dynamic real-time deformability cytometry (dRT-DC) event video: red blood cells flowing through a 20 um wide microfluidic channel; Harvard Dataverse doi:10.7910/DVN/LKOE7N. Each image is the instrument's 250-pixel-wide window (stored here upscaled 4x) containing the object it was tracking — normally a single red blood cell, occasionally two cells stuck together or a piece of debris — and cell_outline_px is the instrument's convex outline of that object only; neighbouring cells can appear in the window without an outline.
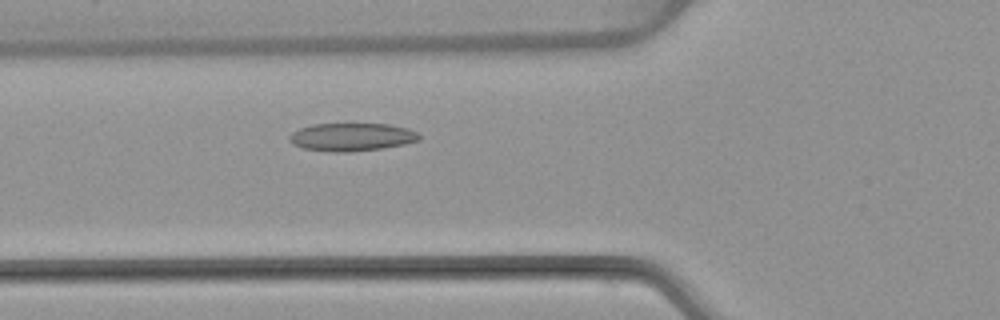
{"species": "common noctule bat (a hibernating species)", "species_latin": "Nyctalus noctula", "temperature_condition": "warm", "stored_images_in_passage": 48, "camera_frame_rate_fps": 3000, "um_per_image_px": 0.085, "animal": {"sex": "female", "body_mass_g": 22.7, "forearm_length_mm": 54.2}, "frame": {"image": 1, "passage_image": 15, "time_ms": 4.667, "image_size_px": [1000, 320], "cell_outline_px": [[420, 140], [404, 144], [384, 148], [348, 152], [332, 152], [304, 148], [292, 144], [288, 140], [288, 136], [292, 132], [300, 128], [312, 124], [388, 124], [408, 128], [416, 132], [420, 136]], "centroid_in_image_um": [29.88, 11.65], "position_along_channel_um": 95.9, "area_um2": 21.21}}
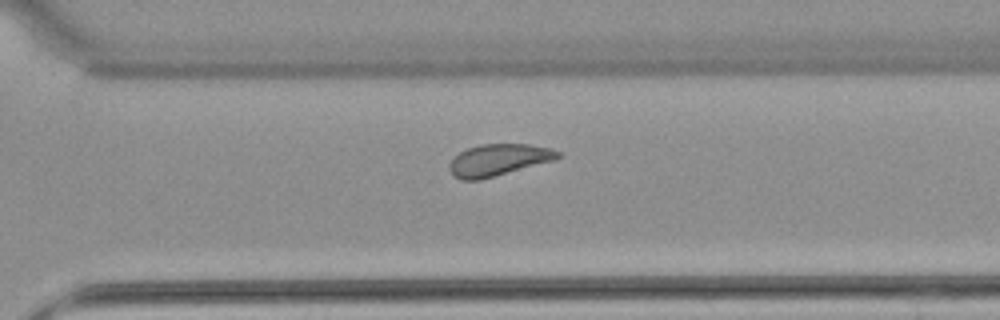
{"frame": {"image": 2, "passage_image": 33, "time_ms": 10.667, "image_size_px": [1000, 320], "cell_outline_px": [[560, 156], [556, 160], [480, 180], [460, 180], [452, 176], [448, 168], [448, 164], [460, 152], [468, 148], [480, 144], [528, 144], [552, 148], [560, 152]], "centroid_in_image_um": [42.36, 13.6], "position_along_channel_um": 328.2, "area_um2": 20.23}}
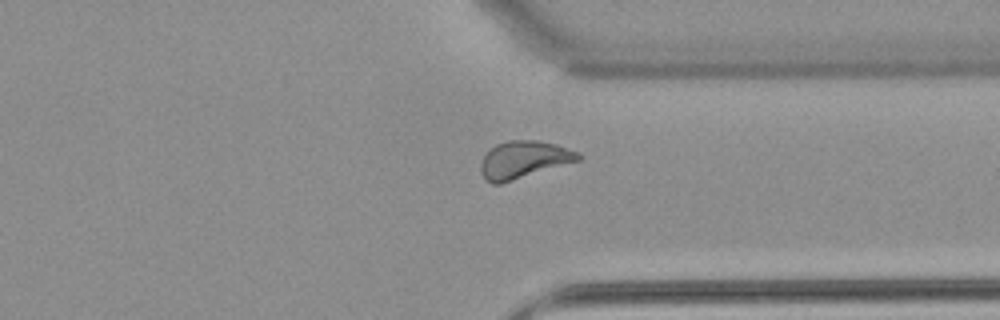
{"frame": {"image": 3, "passage_image": 36, "time_ms": 11.667, "image_size_px": [1000, 320], "cell_outline_px": [[584, 156], [580, 160], [500, 184], [492, 184], [480, 172], [480, 164], [484, 156], [496, 144], [508, 140], [536, 140], [556, 144], [580, 152]], "centroid_in_image_um": [44.55, 13.56], "position_along_channel_um": 366.8, "area_um2": 21.15}, "authors_computed_cell_mechanics": {"area_um2": 20.7502, "velocity_mm_per_s": 3.8761, "shape_relaxation_time_tau1_ms": 8.4995, "shape_relaxation_time_tau2_ms": 3.5744, "deformation_change_tau1": 0.1576, "deformation_change_tau2": 0.1021}}